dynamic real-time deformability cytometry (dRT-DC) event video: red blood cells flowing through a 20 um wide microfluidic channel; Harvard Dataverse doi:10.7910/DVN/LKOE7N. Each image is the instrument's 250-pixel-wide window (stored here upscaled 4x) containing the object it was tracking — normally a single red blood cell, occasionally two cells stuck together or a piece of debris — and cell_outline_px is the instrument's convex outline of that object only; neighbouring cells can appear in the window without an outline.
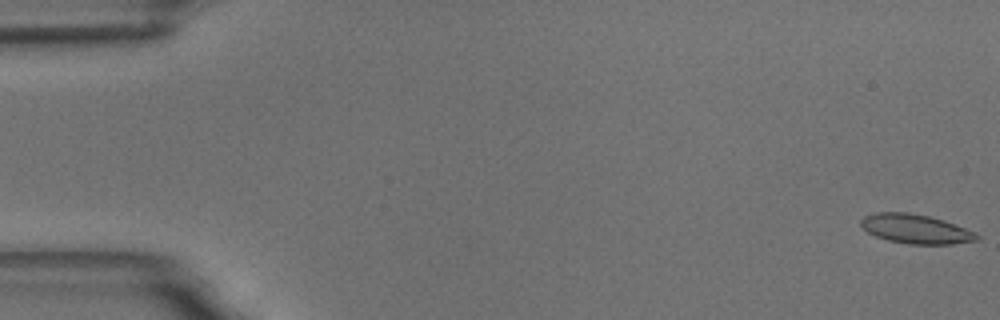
{"species": "common noctule bat (a hibernating species)", "species_latin": "Nyctalus noctula", "temperature_condition": "room temperature", "stored_images_in_passage": 58, "camera_frame_rate_fps": 3000, "um_per_image_px": 0.085, "animal": {"sex": "male", "body_mass_g": 18.8}, "frame": {"image": 1, "passage_image": 1, "time_ms": 0.0, "image_size_px": [1000, 320], "cell_outline_px": [[980, 240], [952, 244], [908, 244], [888, 240], [876, 236], [868, 232], [860, 224], [860, 220], [864, 216], [876, 212], [908, 212], [928, 216], [944, 220], [976, 232], [980, 236]], "centroid_in_image_um": [77.86, 19.46], "position_along_channel_um": 7.1, "area_um2": 19.83}}
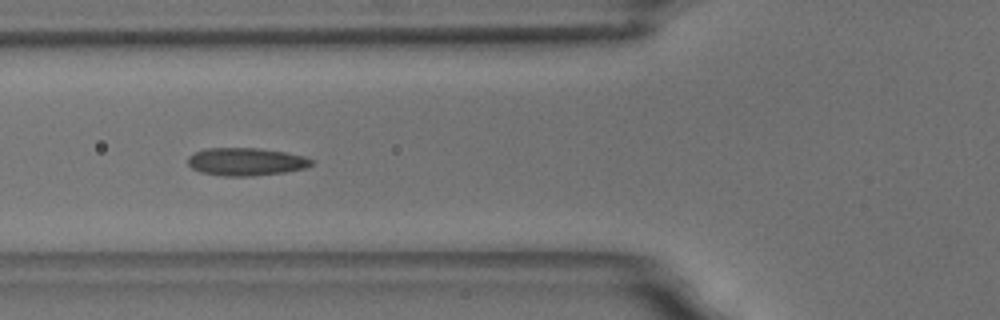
{"frame": {"image": 2, "passage_image": 22, "time_ms": 7.0, "image_size_px": [1000, 320], "cell_outline_px": [[316, 160], [312, 164], [304, 168], [284, 172], [252, 176], [224, 176], [200, 172], [192, 168], [188, 164], [188, 156], [196, 152], [208, 148], [260, 148], [284, 152], [304, 156]], "centroid_in_image_um": [20.92, 13.74], "position_along_channel_um": 104.9, "area_um2": 20.0}}
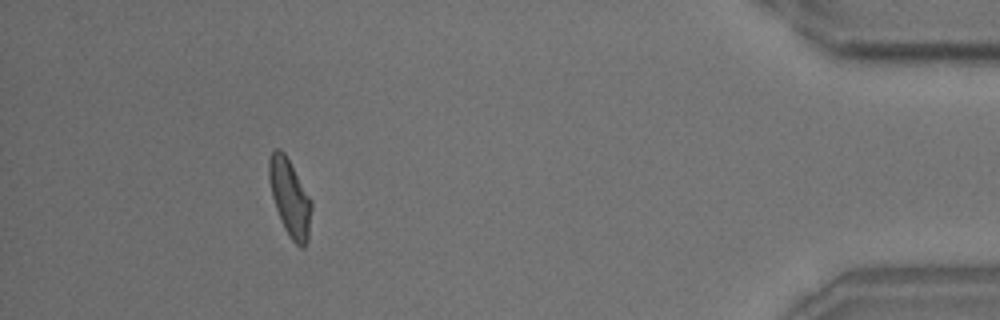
{"frame": {"image": 3, "passage_image": 53, "time_ms": 17.333, "image_size_px": [1000, 320], "cell_outline_px": [[312, 208], [308, 240], [304, 248], [300, 248], [288, 236], [280, 220], [272, 196], [268, 180], [268, 160], [272, 152], [276, 148], [280, 148], [284, 152], [312, 200]], "centroid_in_image_um": [24.64, 16.82], "position_along_channel_um": 410.6, "area_um2": 19.25}, "authors_computed_cell_mechanics": {"area_um2": 19.2185, "velocity_mm_per_s": 3.51, "shape_relaxation_time_tau1_ms": 6.6964, "shape_relaxation_time_tau2_ms": 1.5712, "deformation_change_tau1": 0.1703, "deformation_change_tau2": 0.0929}}